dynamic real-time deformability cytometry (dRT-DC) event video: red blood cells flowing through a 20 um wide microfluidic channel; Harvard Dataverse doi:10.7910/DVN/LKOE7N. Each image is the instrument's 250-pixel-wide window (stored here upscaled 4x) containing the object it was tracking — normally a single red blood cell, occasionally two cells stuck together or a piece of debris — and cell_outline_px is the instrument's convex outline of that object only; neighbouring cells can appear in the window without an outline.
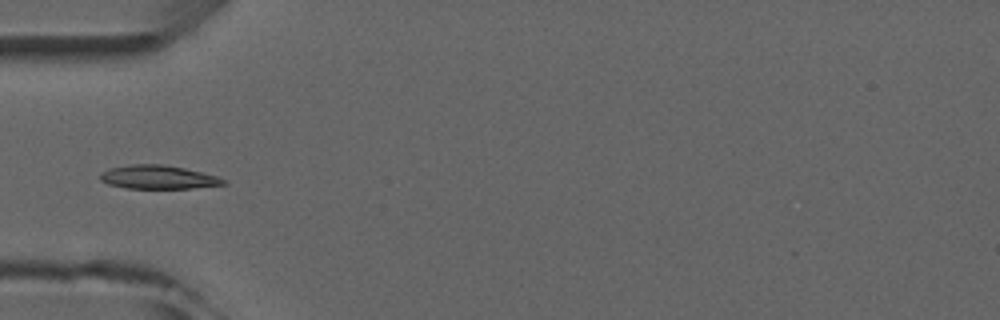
{"species": "common noctule bat (a hibernating species)", "species_latin": "Nyctalus noctula", "temperature_condition": "room temperature", "stored_images_in_passage": 5, "camera_frame_rate_fps": 3000, "um_per_image_px": 0.085, "animal": {"sex": "male", "forearm_length_mm": 52.5}, "frame": {"image": 1, "passage_image": 5, "time_ms": 4.667, "image_size_px": [1000, 320], "cell_outline_px": [[228, 184], [192, 188], [128, 188], [108, 184], [100, 180], [100, 172], [108, 168], [132, 164], [160, 164], [184, 168], [216, 176], [228, 180]], "centroid_in_image_um": [13.43, 15.06], "position_along_channel_um": 71.6, "area_um2": 16.94}}